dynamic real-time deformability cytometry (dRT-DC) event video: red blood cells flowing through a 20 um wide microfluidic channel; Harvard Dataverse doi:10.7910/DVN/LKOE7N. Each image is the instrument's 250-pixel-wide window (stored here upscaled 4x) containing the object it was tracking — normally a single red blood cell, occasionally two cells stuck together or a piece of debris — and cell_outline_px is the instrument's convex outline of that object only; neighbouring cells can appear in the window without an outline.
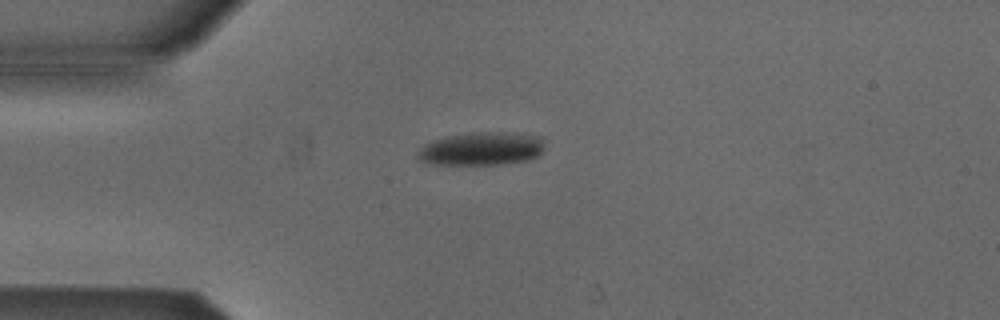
{"species": "Egyptian fruit bat (a non-hibernating species)", "species_latin": "Rousettus aegyptiacus", "temperature_condition": "cold", "stored_images_in_passage": 40, "camera_frame_rate_fps": 3000, "um_per_image_px": 0.085, "animal": {"sex": "male"}, "frame": {"image": 1, "passage_image": 1, "time_ms": 0.0, "image_size_px": [1000, 320], "cell_outline_px": [[544, 148], [536, 156], [528, 160], [500, 164], [432, 164], [424, 160], [420, 156], [420, 152], [424, 144], [444, 136], [472, 132], [488, 132], [544, 136]], "centroid_in_image_um": [40.99, 12.63], "position_along_channel_um": 44.0, "area_um2": 24.1}}
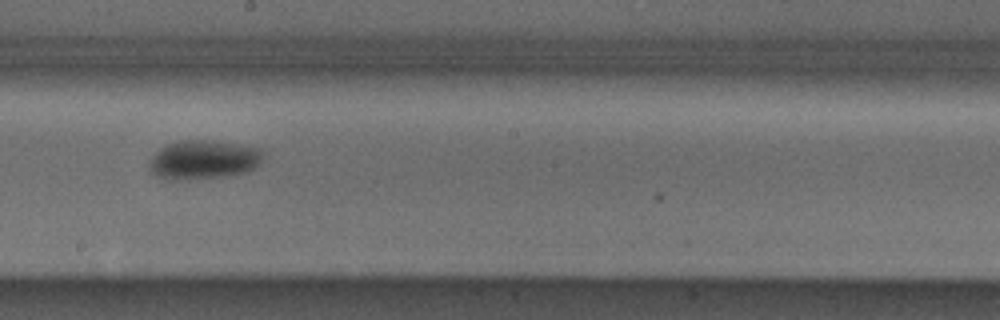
{"frame": {"image": 2, "passage_image": 17, "time_ms": 5.333, "image_size_px": [1000, 320], "cell_outline_px": [[264, 152], [260, 164], [256, 168], [244, 172], [224, 176], [188, 180], [168, 180], [156, 176], [148, 168], [148, 164], [152, 156], [160, 148], [168, 144], [180, 140], [212, 140], [260, 148]], "centroid_in_image_um": [17.28, 13.58], "position_along_channel_um": 230.9, "area_um2": 26.13}}
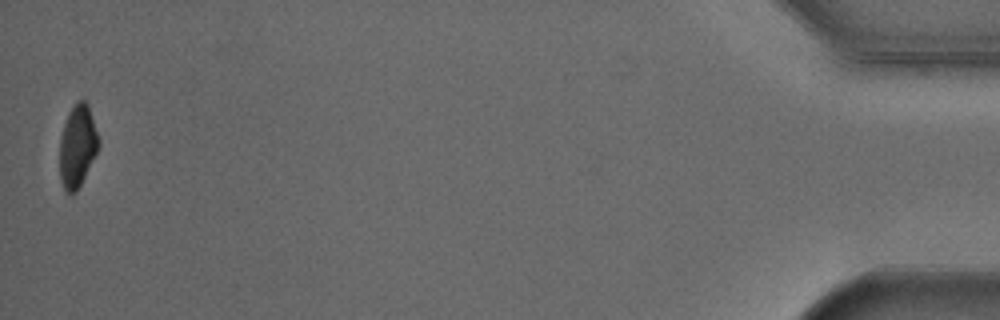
{"frame": {"image": 3, "passage_image": 40, "time_ms": 13.0, "image_size_px": [1000, 320], "cell_outline_px": [[100, 140], [96, 152], [76, 192], [68, 192], [64, 188], [60, 180], [60, 136], [68, 112], [76, 100], [84, 100], [88, 104]], "centroid_in_image_um": [6.57, 12.35], "position_along_channel_um": 428.6, "area_um2": 18.38}, "authors_computed_cell_mechanics": {"area_um2": 24.3049, "velocity_mm_per_s": 3.8709, "shape_relaxation_time_tau1_ms": 1.9816, "shape_relaxation_time_tau2_ms": null, "deformation_change_tau1": 0.0806, "deformation_change_tau2": null}}